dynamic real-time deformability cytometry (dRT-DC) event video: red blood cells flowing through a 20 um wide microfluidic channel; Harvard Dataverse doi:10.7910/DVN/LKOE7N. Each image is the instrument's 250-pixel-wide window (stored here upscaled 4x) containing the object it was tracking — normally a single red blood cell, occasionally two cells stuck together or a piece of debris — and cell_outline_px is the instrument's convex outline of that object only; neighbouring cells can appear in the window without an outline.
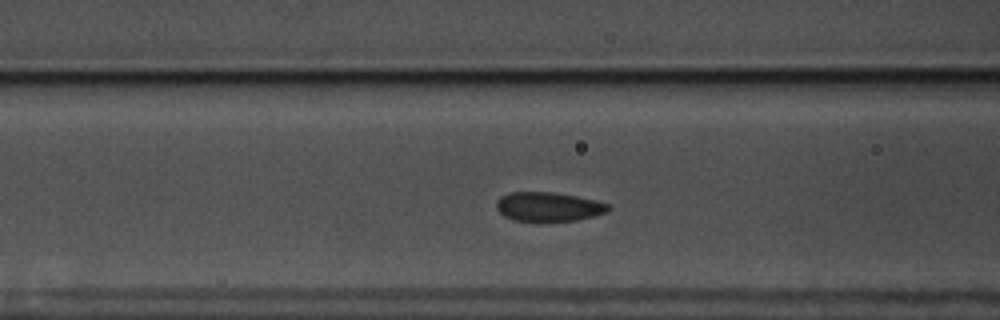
{"species": "common noctule bat (a hibernating species)", "species_latin": "Nyctalus noctula", "temperature_condition": "warm", "stored_images_in_passage": 51, "camera_frame_rate_fps": 3000, "um_per_image_px": 0.085, "animal": {"sex": "male", "body_mass_g": 17.5, "forearm_length_mm": 52.3}, "frame": {"image": 1, "passage_image": 16, "time_ms": 5.0, "image_size_px": [1000, 320], "cell_outline_px": [[612, 208], [608, 212], [576, 220], [512, 220], [504, 216], [496, 208], [496, 200], [500, 196], [508, 192], [552, 192], [576, 196], [596, 200], [612, 204]], "centroid_in_image_um": [46.63, 17.55], "position_along_channel_um": 120.0, "area_um2": 19.02}}
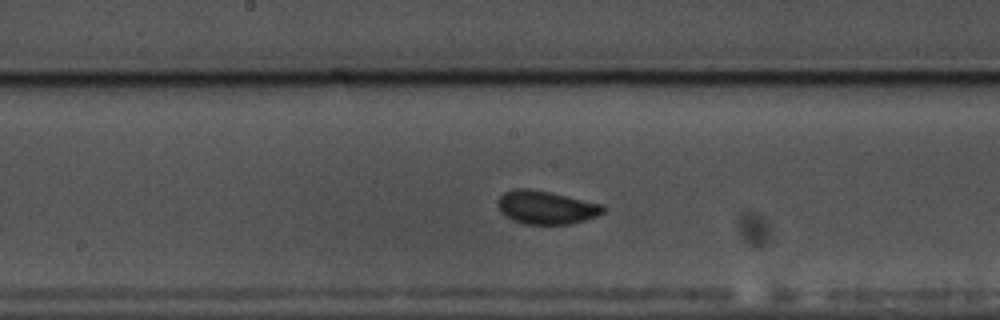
{"frame": {"image": 2, "passage_image": 23, "time_ms": 7.333, "image_size_px": [1000, 320], "cell_outline_px": [[608, 208], [604, 212], [596, 216], [584, 220], [568, 224], [524, 224], [512, 220], [500, 212], [496, 204], [500, 196], [504, 192], [516, 188], [528, 188], [552, 192], [604, 204]], "centroid_in_image_um": [46.43, 17.62], "position_along_channel_um": 201.8, "area_um2": 20.75}}
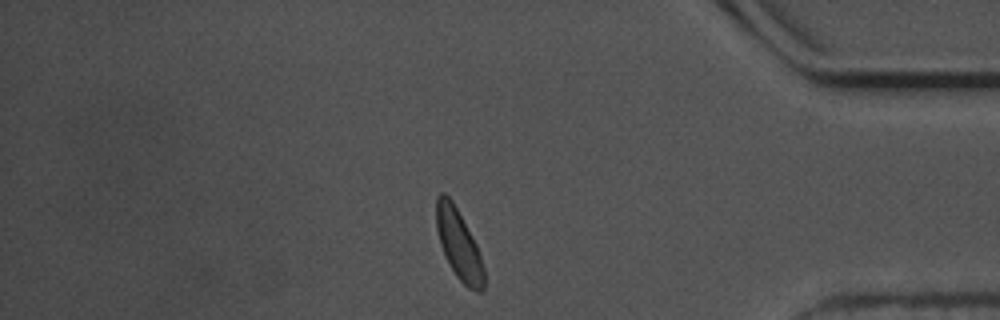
{"frame": {"image": 3, "passage_image": 42, "time_ms": 13.667, "image_size_px": [1000, 320], "cell_outline_px": [[484, 288], [480, 292], [476, 292], [468, 288], [456, 276], [448, 264], [440, 244], [436, 228], [436, 196], [440, 192], [444, 192], [452, 200], [476, 244], [484, 268]], "centroid_in_image_um": [38.98, 20.78], "position_along_channel_um": 396.2, "area_um2": 19.36}, "authors_computed_cell_mechanics": {"area_um2": 19.4786, "velocity_mm_per_s": 3.5173, "shape_relaxation_time_tau1_ms": 2.7119, "shape_relaxation_time_tau2_ms": 0.4831, "deformation_change_tau1": 0.0534, "deformation_change_tau2": 0.0533}}